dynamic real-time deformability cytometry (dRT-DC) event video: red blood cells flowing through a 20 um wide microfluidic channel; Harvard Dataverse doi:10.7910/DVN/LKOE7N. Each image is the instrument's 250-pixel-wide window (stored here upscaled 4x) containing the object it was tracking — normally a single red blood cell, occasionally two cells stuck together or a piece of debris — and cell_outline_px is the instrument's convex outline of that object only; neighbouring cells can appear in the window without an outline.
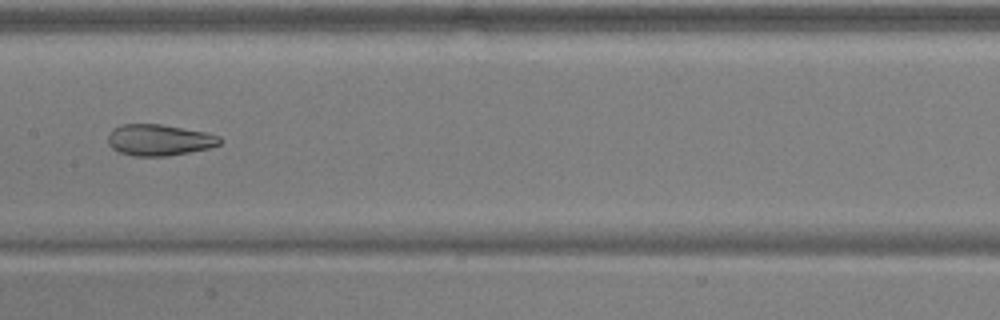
{"species": "common noctule bat (a hibernating species)", "species_latin": "Nyctalus noctula", "temperature_condition": "warm", "stored_images_in_passage": 9, "camera_frame_rate_fps": 3000, "um_per_image_px": 0.085, "animal": {"sex": "male", "body_mass_g": 17.9, "forearm_length_mm": 54.2}, "frame": {"image": 1, "passage_image": 7, "time_ms": 2.0, "image_size_px": [1000, 320], "cell_outline_px": [[220, 144], [208, 148], [168, 156], [132, 156], [120, 152], [112, 148], [108, 144], [108, 136], [112, 128], [120, 124], [160, 124], [204, 132], [220, 136]], "centroid_in_image_um": [13.48, 11.9], "position_along_channel_um": 193.9, "area_um2": 20.29}}
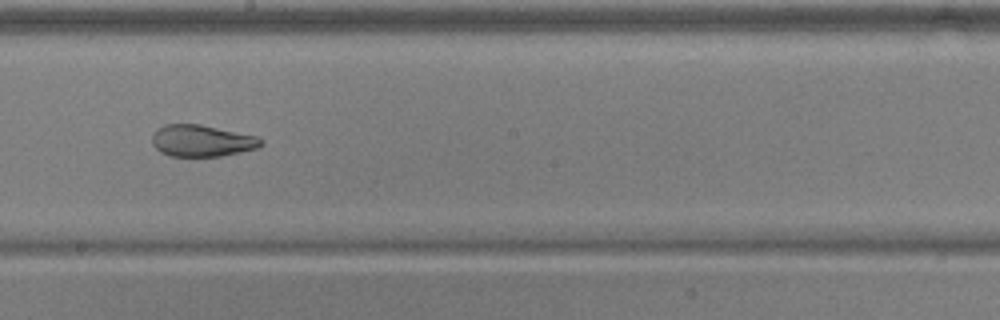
{"frame": {"image": 2, "passage_image": 8, "time_ms": 2.333, "image_size_px": [1000, 320], "cell_outline_px": [[264, 144], [260, 148], [220, 156], [168, 156], [160, 152], [152, 144], [152, 136], [156, 128], [164, 124], [200, 124], [256, 136], [264, 140]], "centroid_in_image_um": [17.15, 11.96], "position_along_channel_um": 231.0, "area_um2": 20.29}}
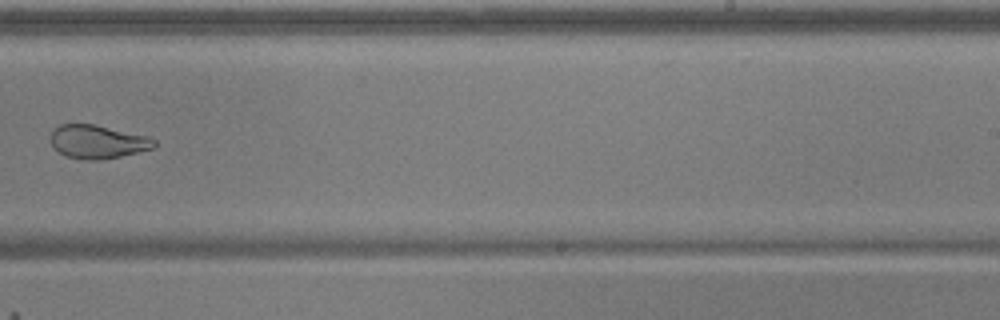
{"frame": {"image": 3, "passage_image": 9, "time_ms": 2.667, "image_size_px": [1000, 320], "cell_outline_px": [[156, 144], [152, 148], [120, 156], [100, 160], [84, 160], [64, 156], [52, 148], [52, 128], [60, 124], [96, 124], [148, 136], [156, 140]], "centroid_in_image_um": [8.26, 12.04], "position_along_channel_um": 280.7, "area_um2": 20.35}}